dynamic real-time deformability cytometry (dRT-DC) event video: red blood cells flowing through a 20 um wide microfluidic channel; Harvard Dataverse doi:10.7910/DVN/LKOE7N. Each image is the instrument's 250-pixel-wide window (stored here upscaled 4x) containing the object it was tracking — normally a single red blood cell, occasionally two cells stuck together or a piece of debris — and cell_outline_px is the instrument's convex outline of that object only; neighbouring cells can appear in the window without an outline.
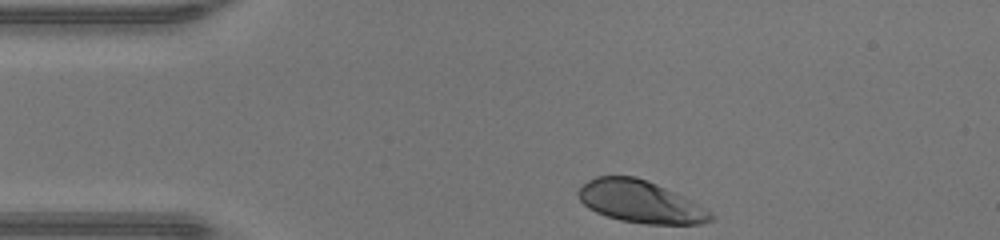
{"species": "human", "species_latin": "Homo sapiens", "temperature_condition": "warm", "stored_images_in_passage": 30, "camera_frame_rate_fps": 3000, "um_per_image_px": 0.085, "donor": {"sex": "male"}, "frame": {"image": 1, "passage_image": 1, "time_ms": 0.0, "image_size_px": [1000, 240], "cell_outline_px": [[716, 216], [712, 220], [700, 224], [648, 224], [620, 220], [596, 212], [588, 208], [580, 200], [576, 192], [588, 180], [596, 176], [636, 176], [648, 180], [684, 196]], "centroid_in_image_um": [54.42, 17.14], "position_along_channel_um": 30.6, "area_um2": 32.43}}
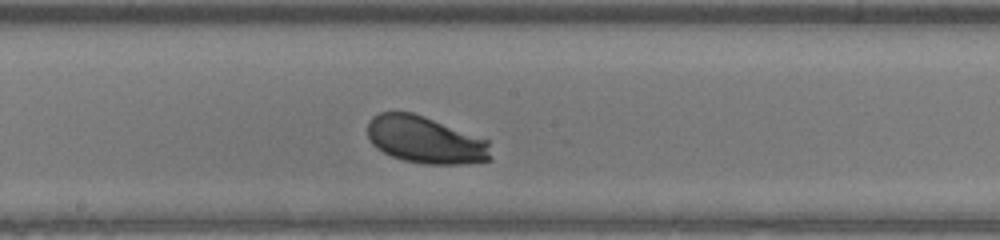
{"frame": {"image": 2, "passage_image": 17, "time_ms": 5.333, "image_size_px": [1000, 240], "cell_outline_px": [[492, 160], [468, 164], [424, 164], [404, 160], [392, 156], [376, 148], [372, 144], [368, 136], [368, 120], [372, 116], [380, 112], [412, 112], [424, 116], [488, 140], [492, 156]], "centroid_in_image_um": [36.16, 11.9], "position_along_channel_um": 212.0, "area_um2": 33.93}}
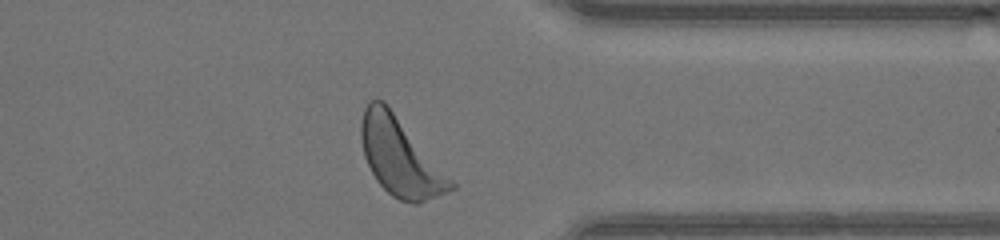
{"frame": {"image": 3, "passage_image": 29, "time_ms": 9.333, "image_size_px": [1000, 240], "cell_outline_px": [[456, 188], [448, 192], [420, 204], [412, 204], [400, 200], [392, 196], [376, 180], [364, 156], [360, 140], [360, 120], [364, 108], [368, 100], [376, 96], [384, 100], [456, 184]], "centroid_in_image_um": [33.99, 13.32], "position_along_channel_um": 377.4, "area_um2": 40.86}, "authors_computed_cell_mechanics": {"area_um2": 34.0442, "velocity_mm_per_s": 4.3492, "shape_relaxation_time_tau1_ms": null, "shape_relaxation_time_tau2_ms": 3.8132, "deformation_change_tau1": null, "deformation_change_tau2": 0.1624}}